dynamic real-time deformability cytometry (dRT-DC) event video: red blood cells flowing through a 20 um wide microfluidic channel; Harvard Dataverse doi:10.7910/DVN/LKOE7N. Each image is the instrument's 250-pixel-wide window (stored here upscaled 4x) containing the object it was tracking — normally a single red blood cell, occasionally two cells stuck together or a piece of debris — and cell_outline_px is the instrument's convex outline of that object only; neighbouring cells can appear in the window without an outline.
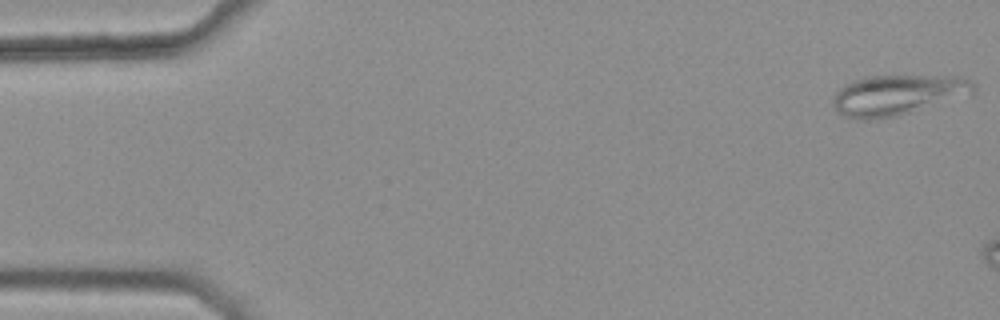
{"species": "common noctule bat (a hibernating species)", "species_latin": "Nyctalus noctula", "temperature_condition": "warm", "stored_images_in_passage": 7, "camera_frame_rate_fps": 3000, "um_per_image_px": 0.085, "animal": {"sex": "female", "body_mass_g": 25.1}, "frame": {"image": 1, "passage_image": 1, "time_ms": 0.0, "image_size_px": [1000, 320], "cell_outline_px": [[976, 88], [972, 92], [912, 112], [896, 116], [868, 120], [856, 120], [844, 116], [832, 104], [832, 100], [836, 92], [844, 84], [852, 80], [864, 76], [960, 76], [972, 80], [976, 84]], "centroid_in_image_um": [76.23, 8.06], "position_along_channel_um": 8.8, "area_um2": 32.83}}